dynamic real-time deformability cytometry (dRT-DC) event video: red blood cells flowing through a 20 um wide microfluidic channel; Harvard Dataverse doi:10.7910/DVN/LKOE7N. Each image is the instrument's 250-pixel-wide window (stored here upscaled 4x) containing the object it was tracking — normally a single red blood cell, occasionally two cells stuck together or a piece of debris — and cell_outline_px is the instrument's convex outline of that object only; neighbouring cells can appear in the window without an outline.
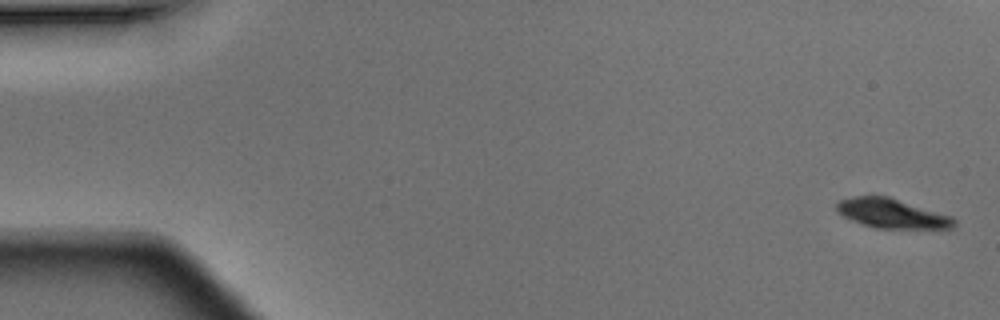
{"species": "Egyptian fruit bat (a non-hibernating species)", "species_latin": "Rousettus aegyptiacus", "temperature_condition": "warm", "stored_images_in_passage": 5, "camera_frame_rate_fps": 3000, "um_per_image_px": 0.085, "animal": {"sex": "male"}, "frame": {"image": 1, "passage_image": 1, "time_ms": 0.0, "image_size_px": [1000, 320], "cell_outline_px": [[956, 224], [952, 228], [876, 228], [840, 216], [836, 212], [836, 200], [852, 196], [888, 196], [952, 216], [956, 220]], "centroid_in_image_um": [75.76, 18.13], "position_along_channel_um": 9.2, "area_um2": 20.23}}